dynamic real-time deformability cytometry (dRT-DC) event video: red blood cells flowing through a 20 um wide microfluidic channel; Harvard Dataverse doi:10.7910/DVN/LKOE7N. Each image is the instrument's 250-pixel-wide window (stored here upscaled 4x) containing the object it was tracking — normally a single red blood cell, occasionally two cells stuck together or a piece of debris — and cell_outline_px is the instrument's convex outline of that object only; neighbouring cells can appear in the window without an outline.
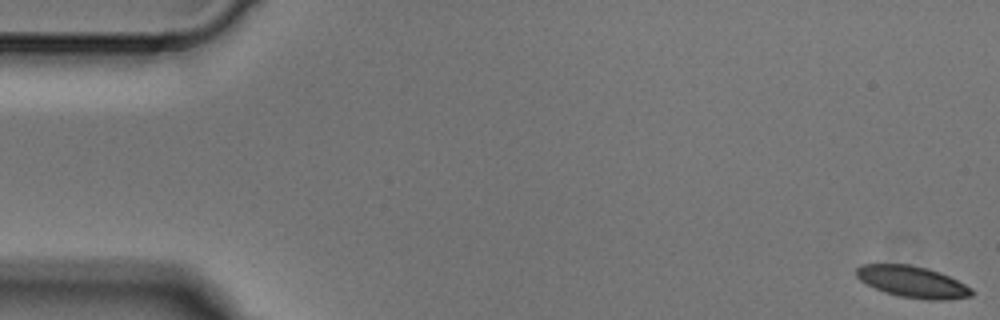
{"species": "Egyptian fruit bat (a non-hibernating species)", "species_latin": "Rousettus aegyptiacus", "temperature_condition": "cold", "stored_images_in_passage": 7, "camera_frame_rate_fps": 3000, "um_per_image_px": 0.085, "animal": {"sex": "male"}, "frame": {"image": 1, "passage_image": 1, "time_ms": 0.0, "image_size_px": [1000, 320], "cell_outline_px": [[976, 292], [972, 296], [944, 300], [928, 300], [900, 296], [884, 292], [860, 280], [856, 276], [856, 268], [860, 264], [908, 264], [928, 268], [940, 272], [972, 288]], "centroid_in_image_um": [77.58, 23.95], "position_along_channel_um": 7.4, "area_um2": 21.15}}
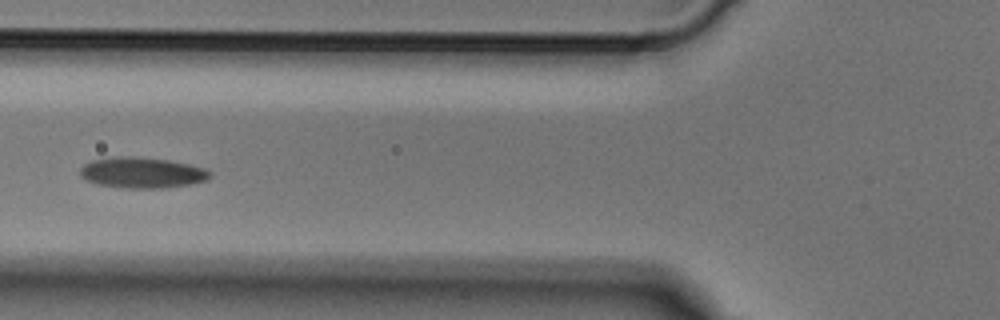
{"frame": {"image": 2, "passage_image": 6, "time_ms": 1.667, "image_size_px": [1000, 320], "cell_outline_px": [[212, 176], [208, 180], [168, 188], [124, 188], [96, 184], [84, 180], [80, 176], [80, 168], [84, 164], [92, 160], [116, 156], [132, 156], [168, 160], [188, 164], [204, 168], [212, 172]], "centroid_in_image_um": [12.06, 14.68], "position_along_channel_um": 113.7, "area_um2": 23.52}}
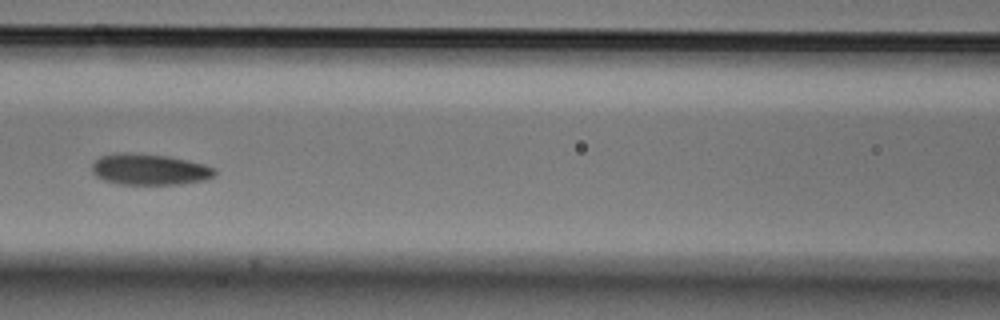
{"frame": {"image": 3, "passage_image": 7, "time_ms": 2.0, "image_size_px": [1000, 320], "cell_outline_px": [[216, 176], [204, 180], [184, 184], [120, 184], [104, 180], [96, 176], [92, 172], [92, 164], [100, 156], [116, 152], [136, 152], [168, 156], [188, 160], [204, 164], [216, 168]], "centroid_in_image_um": [12.72, 14.39], "position_along_channel_um": 153.9, "area_um2": 22.6}}